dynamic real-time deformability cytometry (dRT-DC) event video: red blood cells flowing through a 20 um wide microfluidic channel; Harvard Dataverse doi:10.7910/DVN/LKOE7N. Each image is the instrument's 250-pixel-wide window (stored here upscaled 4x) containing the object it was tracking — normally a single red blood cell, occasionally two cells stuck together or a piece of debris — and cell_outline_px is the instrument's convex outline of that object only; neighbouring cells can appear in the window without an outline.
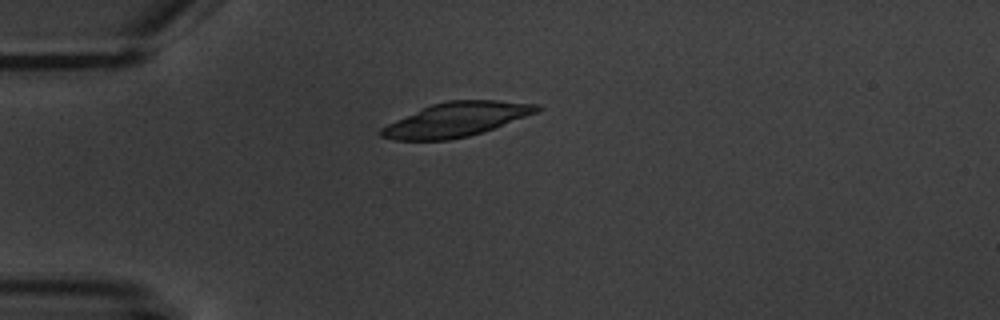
{"species": "common noctule bat (a hibernating species)", "species_latin": "Nyctalus noctula", "temperature_condition": "warm", "stored_images_in_passage": 2, "camera_frame_rate_fps": 3000, "um_per_image_px": 0.085, "animal": {"sex": "male", "body_mass_g": 20.1, "forearm_length_mm": 53.5}, "frame": {"image": 1, "passage_image": 1, "time_ms": 0.0, "image_size_px": [1000, 320], "cell_outline_px": [[544, 108], [536, 112], [484, 132], [468, 136], [448, 140], [396, 140], [380, 136], [380, 128], [396, 120], [432, 104], [448, 100], [496, 100], [540, 104]], "centroid_in_image_um": [38.81, 10.16], "position_along_channel_um": 46.2, "area_um2": 30.75}}